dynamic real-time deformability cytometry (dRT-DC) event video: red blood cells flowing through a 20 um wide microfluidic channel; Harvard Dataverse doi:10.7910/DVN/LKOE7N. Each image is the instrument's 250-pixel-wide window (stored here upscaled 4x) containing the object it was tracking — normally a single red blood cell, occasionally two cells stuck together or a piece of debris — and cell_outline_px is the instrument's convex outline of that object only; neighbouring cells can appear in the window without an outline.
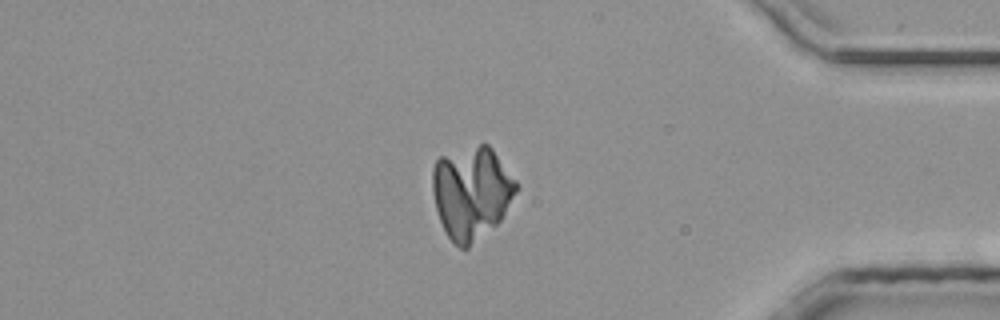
{"species": "common noctule bat (a hibernating species)", "species_latin": "Nyctalus noctula", "temperature_condition": "room temperature", "stored_images_in_passage": 41, "camera_frame_rate_fps": 3000, "um_per_image_px": 0.085, "animal": {"sex": "male", "body_mass_g": 20.4}, "frame": {"image": 1, "passage_image": 35, "time_ms": 11.333, "image_size_px": [1000, 320], "cell_outline_px": [[516, 192], [500, 220], [496, 224], [468, 248], [460, 248], [448, 236], [440, 220], [436, 208], [432, 192], [432, 168], [436, 160], [440, 156], [480, 144], [488, 144], [492, 148], [516, 180]], "centroid_in_image_um": [40.06, 16.35], "position_along_channel_um": 395.1, "area_um2": 44.8}}
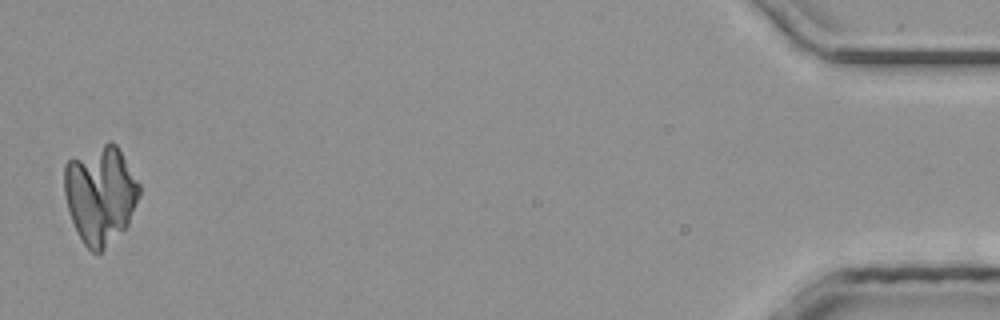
{"frame": {"image": 2, "passage_image": 41, "time_ms": 13.333, "image_size_px": [1000, 320], "cell_outline_px": [[140, 192], [128, 224], [100, 256], [96, 256], [84, 244], [76, 232], [68, 208], [64, 192], [64, 164], [68, 160], [108, 140], [112, 140], [116, 144], [140, 184]], "centroid_in_image_um": [8.52, 16.56], "position_along_channel_um": 426.7, "area_um2": 43.29}}